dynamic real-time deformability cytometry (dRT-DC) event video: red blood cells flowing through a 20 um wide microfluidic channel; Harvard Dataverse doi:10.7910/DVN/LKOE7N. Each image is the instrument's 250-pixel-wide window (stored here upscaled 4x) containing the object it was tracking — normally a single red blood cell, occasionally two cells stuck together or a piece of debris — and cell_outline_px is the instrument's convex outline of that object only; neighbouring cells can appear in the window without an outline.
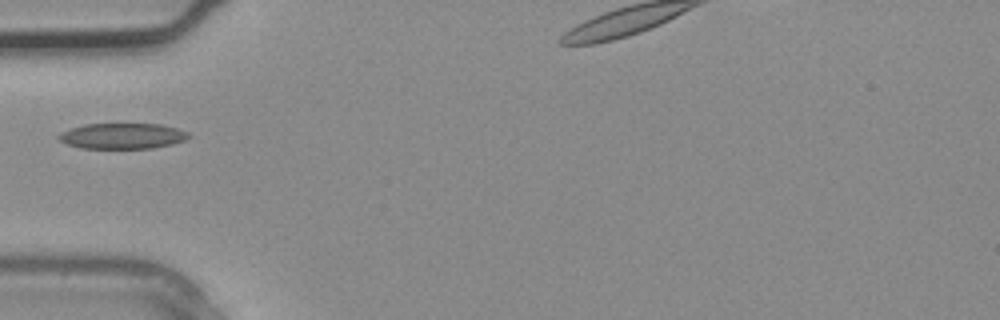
{"species": "common noctule bat (a hibernating species)", "species_latin": "Nyctalus noctula", "temperature_condition": "warm", "stored_images_in_passage": 5, "segment_of_instrument_passage": [2, 3], "camera_frame_rate_fps": 3000, "um_per_image_px": 0.085, "animal": {"sex": "male", "body_mass_g": 20.4}, "frame": {"image": 1, "passage_image": 4, "time_ms": 1.0, "image_size_px": [1000, 320], "cell_outline_px": [[192, 136], [184, 140], [172, 144], [152, 148], [80, 148], [68, 144], [60, 140], [56, 136], [60, 132], [84, 124], [160, 124], [176, 128], [188, 132]], "centroid_in_image_um": [10.4, 11.56], "position_along_channel_um": 74.6, "area_um2": 19.36}}